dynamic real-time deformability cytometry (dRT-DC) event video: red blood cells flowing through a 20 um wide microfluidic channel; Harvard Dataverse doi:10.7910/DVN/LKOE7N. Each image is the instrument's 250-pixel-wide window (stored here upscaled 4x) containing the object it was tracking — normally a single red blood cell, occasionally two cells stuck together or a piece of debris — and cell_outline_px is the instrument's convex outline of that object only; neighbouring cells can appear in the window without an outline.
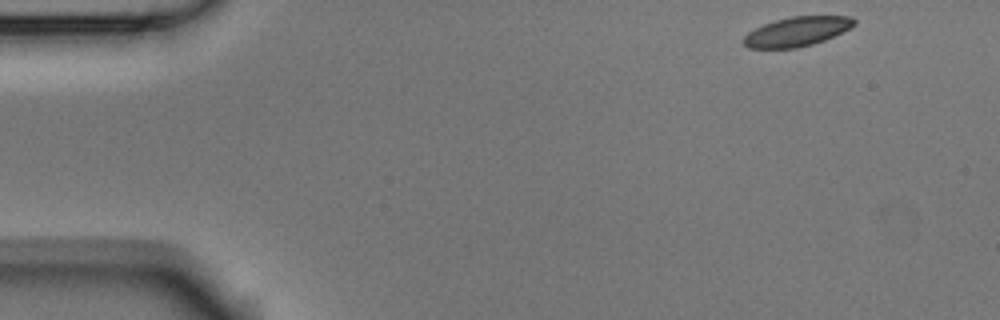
{"species": "Egyptian fruit bat (a non-hibernating species)", "species_latin": "Rousettus aegyptiacus", "temperature_condition": "room temperature", "stored_images_in_passage": 3, "camera_frame_rate_fps": 3000, "um_per_image_px": 0.085, "animal": {"sex": "male"}, "frame": {"image": 1, "passage_image": 1, "time_ms": 0.0, "image_size_px": [1000, 320], "cell_outline_px": [[856, 24], [824, 40], [812, 44], [796, 48], [748, 48], [740, 40], [748, 32], [764, 24], [776, 20], [792, 16], [852, 16], [856, 20]], "centroid_in_image_um": [67.71, 2.68], "position_along_channel_um": 17.3, "area_um2": 18.79}}
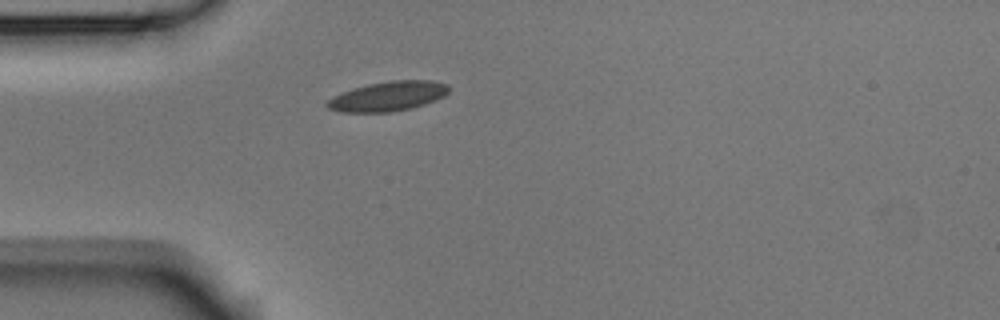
{"frame": {"image": 2, "passage_image": 3, "time_ms": 0.667, "image_size_px": [1000, 320], "cell_outline_px": [[448, 92], [444, 96], [436, 100], [424, 104], [408, 108], [388, 112], [340, 112], [328, 108], [324, 104], [332, 96], [340, 92], [352, 88], [368, 84], [392, 80], [432, 80], [448, 84]], "centroid_in_image_um": [32.94, 8.17], "position_along_channel_um": 52.1, "area_um2": 21.04}}